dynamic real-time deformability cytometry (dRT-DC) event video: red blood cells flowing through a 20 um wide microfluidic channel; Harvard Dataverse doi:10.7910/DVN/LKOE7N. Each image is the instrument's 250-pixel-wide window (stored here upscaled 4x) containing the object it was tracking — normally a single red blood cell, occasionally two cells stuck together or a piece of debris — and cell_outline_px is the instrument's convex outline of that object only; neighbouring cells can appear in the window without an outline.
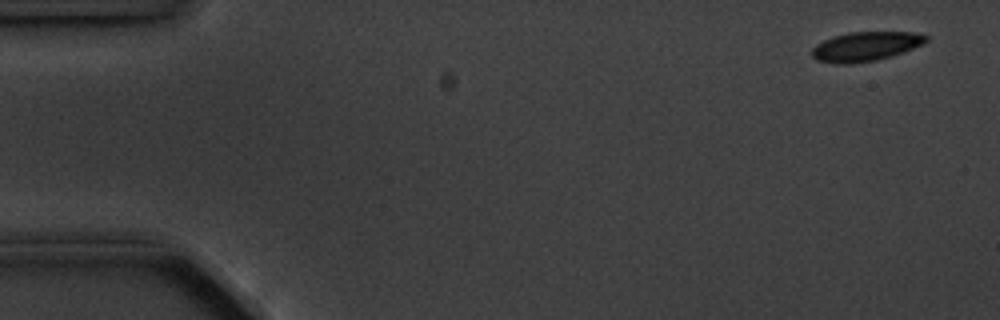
{"species": "common noctule bat (a hibernating species)", "species_latin": "Nyctalus noctula", "temperature_condition": "cold", "stored_images_in_passage": 6, "camera_frame_rate_fps": 3000, "um_per_image_px": 0.085, "animal": {"sex": "male", "body_mass_g": 20.1, "forearm_length_mm": 53.5}, "frame": {"image": 1, "passage_image": 1, "time_ms": 0.0, "image_size_px": [1000, 320], "cell_outline_px": [[928, 40], [904, 52], [892, 56], [876, 60], [848, 64], [836, 64], [816, 60], [812, 56], [812, 48], [816, 44], [832, 36], [848, 32], [912, 32], [928, 36]], "centroid_in_image_um": [73.53, 3.95], "position_along_channel_um": 11.5, "area_um2": 19.48}}
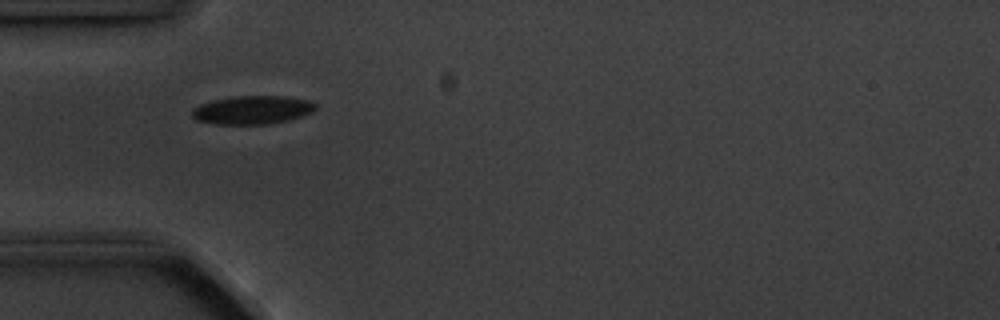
{"frame": {"image": 2, "passage_image": 5, "time_ms": 4.667, "image_size_px": [1000, 320], "cell_outline_px": [[316, 108], [312, 112], [288, 120], [264, 124], [216, 124], [196, 120], [192, 116], [192, 108], [200, 104], [216, 100], [236, 96], [288, 96], [308, 100], [316, 104]], "centroid_in_image_um": [21.45, 9.34], "position_along_channel_um": 63.5, "area_um2": 20.29}}